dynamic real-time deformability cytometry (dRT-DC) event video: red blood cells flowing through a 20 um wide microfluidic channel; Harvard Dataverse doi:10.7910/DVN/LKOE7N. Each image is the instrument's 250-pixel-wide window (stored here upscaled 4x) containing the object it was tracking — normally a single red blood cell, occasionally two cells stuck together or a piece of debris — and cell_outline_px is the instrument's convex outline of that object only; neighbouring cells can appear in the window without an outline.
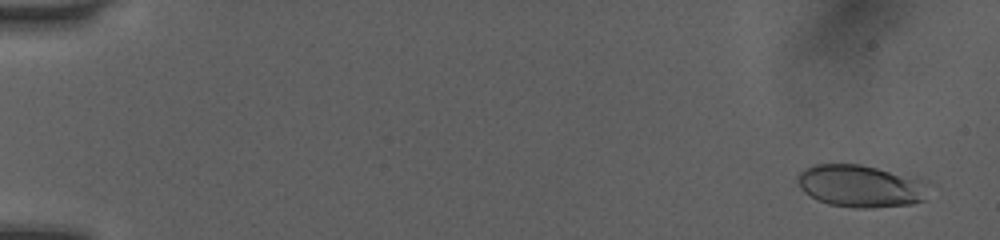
{"species": "human", "species_latin": "Homo sapiens", "temperature_condition": "room temperature", "stored_images_in_passage": 52, "camera_frame_rate_fps": 3000, "um_per_image_px": 0.085, "donor": {"sex": "female"}, "frame": {"image": 1, "passage_image": 3, "time_ms": 0.667, "image_size_px": [1000, 240], "cell_outline_px": [[936, 184], [928, 200], [912, 204], [872, 208], [852, 208], [828, 204], [816, 200], [804, 192], [800, 188], [796, 180], [796, 176], [804, 168], [816, 164], [860, 164], [920, 176]], "centroid_in_image_um": [73.34, 15.81], "position_along_channel_um": 11.7, "area_um2": 34.1}}
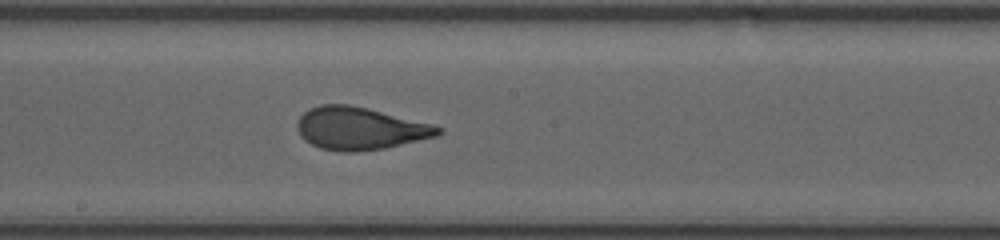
{"frame": {"image": 2, "passage_image": 30, "time_ms": 9.667, "image_size_px": [1000, 240], "cell_outline_px": [[444, 132], [436, 136], [384, 148], [356, 152], [340, 152], [320, 148], [304, 140], [300, 136], [296, 128], [296, 124], [300, 116], [304, 112], [320, 104], [348, 104], [368, 108], [432, 124], [444, 128]], "centroid_in_image_um": [30.57, 10.92], "position_along_channel_um": 217.6, "area_um2": 34.97}}
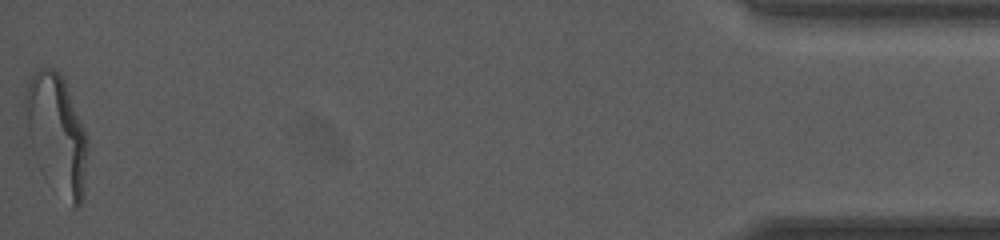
{"frame": {"image": 3, "passage_image": 52, "time_ms": 17.0, "image_size_px": [1000, 240], "cell_outline_px": [[88, 144], [84, 196], [80, 208], [72, 208], [24, 136], [24, 92], [28, 76], [32, 72], [40, 68], [52, 68], [60, 72], [64, 80], [88, 136]], "centroid_in_image_um": [4.81, 11.25], "position_along_channel_um": 430.4, "area_um2": 42.95}, "authors_computed_cell_mechanics": {"area_um2": 34.3043, "velocity_mm_per_s": 4.0741, "shape_relaxation_time_tau1_ms": 5.697, "shape_relaxation_time_tau2_ms": 0.6564, "deformation_change_tau1": 0.2131, "deformation_change_tau2": 0.0786}}